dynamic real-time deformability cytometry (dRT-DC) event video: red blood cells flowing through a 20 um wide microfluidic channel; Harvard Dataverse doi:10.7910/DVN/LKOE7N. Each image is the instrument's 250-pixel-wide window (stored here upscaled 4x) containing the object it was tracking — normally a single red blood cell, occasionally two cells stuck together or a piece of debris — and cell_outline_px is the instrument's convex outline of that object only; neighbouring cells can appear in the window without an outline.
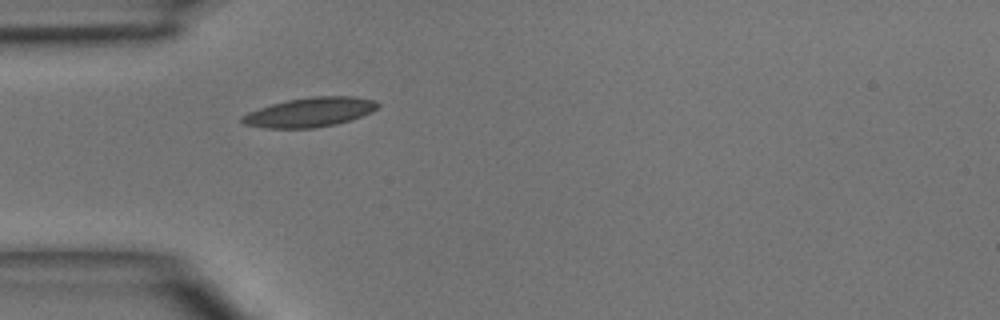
{"species": "common noctule bat (a hibernating species)", "species_latin": "Nyctalus noctula", "temperature_condition": "room temperature", "stored_images_in_passage": 1, "camera_frame_rate_fps": 3000, "um_per_image_px": 0.085, "animal": {"sex": "male", "body_mass_g": 15.6}, "frame": {"image": 1, "passage_image": 1, "time_ms": 0.0, "image_size_px": [1000, 320], "cell_outline_px": [[380, 104], [372, 112], [352, 120], [336, 124], [316, 128], [264, 128], [244, 124], [240, 120], [240, 116], [248, 112], [272, 104], [288, 100], [312, 96], [356, 96], [376, 100]], "centroid_in_image_um": [26.36, 9.54], "position_along_channel_um": 58.6, "area_um2": 23.41}}